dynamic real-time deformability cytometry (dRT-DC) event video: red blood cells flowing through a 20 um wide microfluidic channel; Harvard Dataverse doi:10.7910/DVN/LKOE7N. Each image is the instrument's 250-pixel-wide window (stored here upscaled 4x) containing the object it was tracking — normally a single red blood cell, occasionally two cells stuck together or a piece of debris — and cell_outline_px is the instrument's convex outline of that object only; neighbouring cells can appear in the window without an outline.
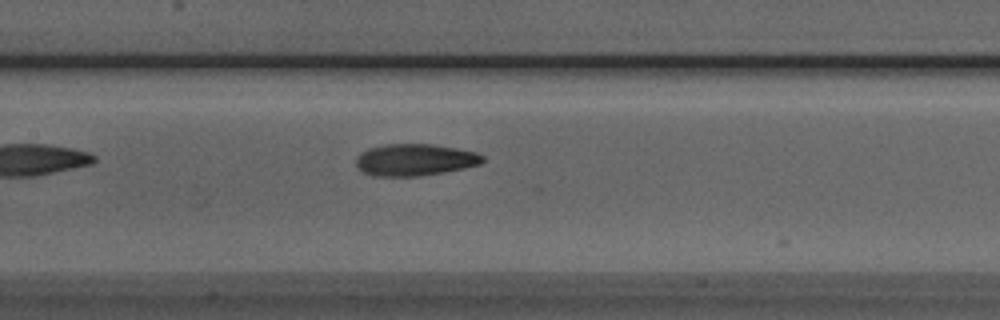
{"species": "Egyptian fruit bat (a non-hibernating species)", "species_latin": "Rousettus aegyptiacus", "temperature_condition": "room temperature", "stored_images_in_passage": 33, "camera_frame_rate_fps": 3000, "um_per_image_px": 0.085, "animal": {"sex": "male"}, "frame": {"image": 1, "passage_image": 10, "time_ms": 3.0, "image_size_px": [1000, 320], "cell_outline_px": [[484, 160], [480, 164], [464, 168], [444, 172], [420, 176], [372, 176], [364, 172], [356, 164], [356, 156], [360, 152], [368, 148], [384, 144], [432, 144], [456, 148], [476, 152], [484, 156]], "centroid_in_image_um": [35.25, 13.58], "position_along_channel_um": 172.1, "area_um2": 23.58}}
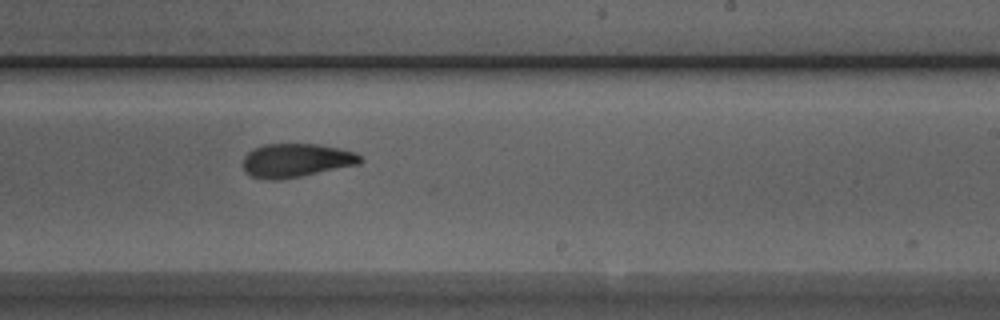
{"frame": {"image": 2, "passage_image": 17, "time_ms": 5.333, "image_size_px": [1000, 320], "cell_outline_px": [[364, 160], [360, 164], [280, 180], [268, 180], [252, 176], [244, 172], [244, 156], [252, 148], [264, 144], [320, 144], [340, 148], [356, 152]], "centroid_in_image_um": [25.18, 13.62], "position_along_channel_um": 263.8, "area_um2": 23.18}}
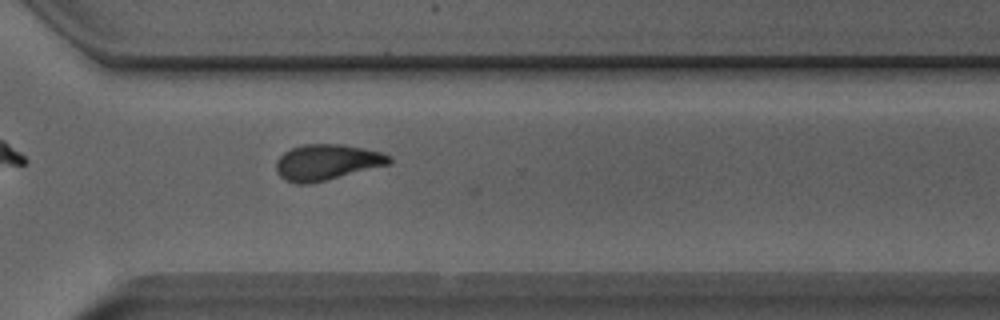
{"frame": {"image": 3, "passage_image": 23, "time_ms": 7.333, "image_size_px": [1000, 320], "cell_outline_px": [[392, 164], [312, 184], [296, 184], [280, 176], [276, 172], [276, 160], [284, 152], [292, 148], [304, 144], [340, 144], [364, 148], [380, 152], [392, 156]], "centroid_in_image_um": [27.81, 13.8], "position_along_channel_um": 342.8, "area_um2": 23.87}, "authors_computed_cell_mechanics": {"area_um2": 23.409, "velocity_mm_per_s": 3.9384, "shape_relaxation_time_tau1_ms": null, "shape_relaxation_time_tau2_ms": 2.5601, "deformation_change_tau1": null, "deformation_change_tau2": 0.0929}}